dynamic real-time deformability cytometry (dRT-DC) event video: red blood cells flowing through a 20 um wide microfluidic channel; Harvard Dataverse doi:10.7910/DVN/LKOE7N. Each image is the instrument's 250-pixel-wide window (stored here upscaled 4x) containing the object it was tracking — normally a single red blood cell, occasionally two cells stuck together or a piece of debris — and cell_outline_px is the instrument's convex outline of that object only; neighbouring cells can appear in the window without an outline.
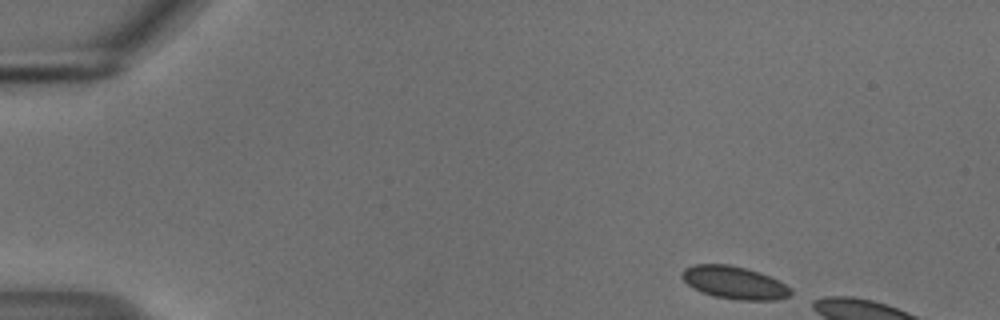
{"species": "common noctule bat (a hibernating species)", "species_latin": "Nyctalus noctula", "temperature_condition": "cold", "stored_images_in_passage": 10, "camera_frame_rate_fps": 3000, "um_per_image_px": 0.085, "animal": {"sex": "male", "body_mass_g": 18.8}, "frame": {"image": 1, "passage_image": 1, "time_ms": 0.0, "image_size_px": [1000, 320], "cell_outline_px": [[792, 292], [788, 296], [776, 300], [740, 300], [712, 296], [700, 292], [688, 284], [680, 276], [680, 272], [684, 268], [696, 264], [728, 264], [760, 272], [792, 288]], "centroid_in_image_um": [62.38, 24.02], "position_along_channel_um": 22.6, "area_um2": 20.69}}